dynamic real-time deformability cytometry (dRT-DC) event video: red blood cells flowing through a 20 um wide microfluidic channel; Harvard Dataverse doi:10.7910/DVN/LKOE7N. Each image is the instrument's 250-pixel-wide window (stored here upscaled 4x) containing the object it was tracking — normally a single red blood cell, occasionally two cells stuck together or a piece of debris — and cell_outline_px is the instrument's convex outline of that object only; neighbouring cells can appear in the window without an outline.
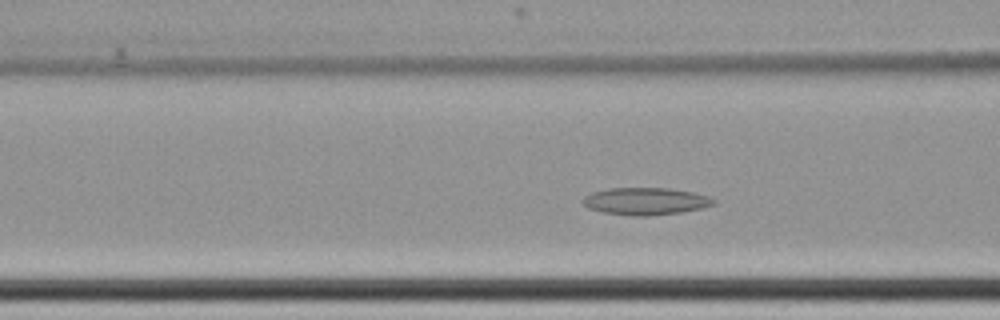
{"species": "common noctule bat (a hibernating species)", "species_latin": "Nyctalus noctula", "temperature_condition": "cold", "stored_images_in_passage": 54, "camera_frame_rate_fps": 3000, "um_per_image_px": 0.085, "animal": {"sex": "female", "body_mass_g": 22.7, "forearm_length_mm": 54.2}, "frame": {"image": 1, "passage_image": 18, "time_ms": 5.667, "image_size_px": [1000, 320], "cell_outline_px": [[716, 204], [704, 208], [680, 212], [652, 216], [632, 216], [604, 212], [588, 208], [580, 200], [584, 196], [592, 192], [608, 188], [668, 188], [692, 192], [708, 196], [716, 200]], "centroid_in_image_um": [54.88, 17.11], "position_along_channel_um": 111.7, "area_um2": 20.92}}
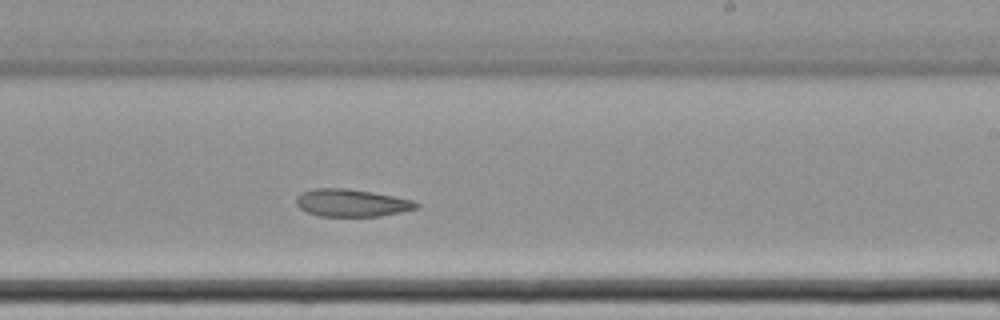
{"frame": {"image": 2, "passage_image": 31, "time_ms": 10.0, "image_size_px": [1000, 320], "cell_outline_px": [[420, 204], [416, 208], [400, 212], [380, 216], [320, 216], [308, 212], [300, 208], [296, 204], [296, 196], [312, 188], [344, 188], [372, 192], [412, 200]], "centroid_in_image_um": [29.86, 17.24], "position_along_channel_um": 259.1, "area_um2": 19.02}}
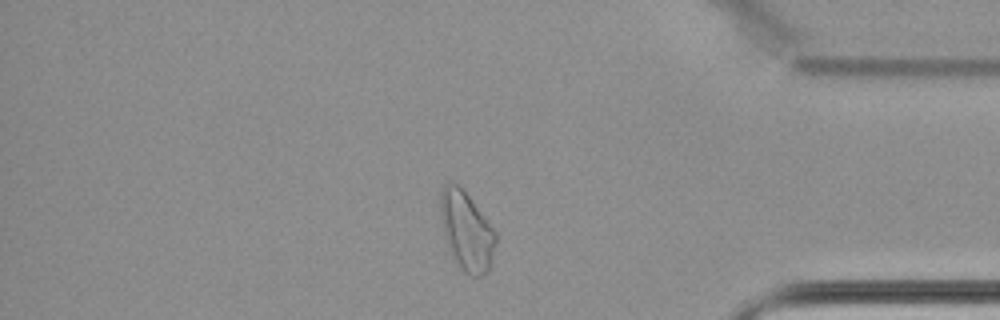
{"frame": {"image": 3, "passage_image": 45, "time_ms": 14.667, "image_size_px": [1000, 320], "cell_outline_px": [[496, 240], [488, 272], [480, 276], [472, 276], [464, 272], [460, 268], [452, 256], [448, 248], [444, 236], [440, 216], [440, 188], [448, 180], [452, 180], [468, 196], [496, 232]], "centroid_in_image_um": [39.61, 19.62], "position_along_channel_um": 395.6, "area_um2": 25.32}, "authors_computed_cell_mechanics": {"area_um2": 22.3686, "velocity_mm_per_s": 3.405, "shape_relaxation_time_tau1_ms": 3.9323, "shape_relaxation_time_tau2_ms": 6.078, "deformation_change_tau1": 0.0722, "deformation_change_tau2": 0.1076}}